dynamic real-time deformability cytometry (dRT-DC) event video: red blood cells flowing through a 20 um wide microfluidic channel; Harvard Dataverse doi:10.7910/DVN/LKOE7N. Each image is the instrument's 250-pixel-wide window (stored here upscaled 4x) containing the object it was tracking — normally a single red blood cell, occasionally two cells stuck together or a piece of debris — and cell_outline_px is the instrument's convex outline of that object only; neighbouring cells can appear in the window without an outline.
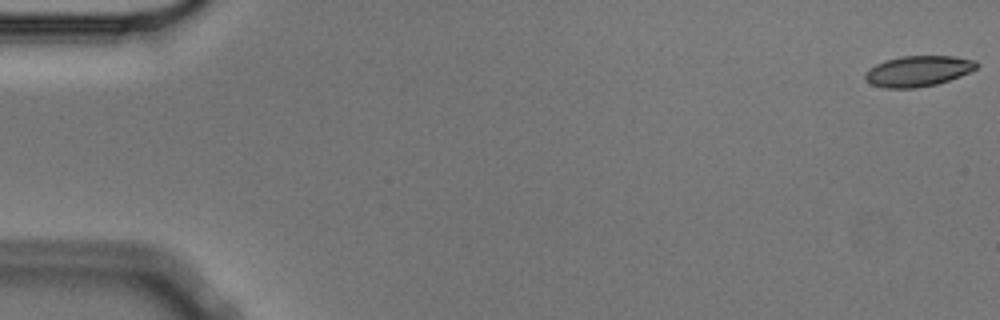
{"species": "Egyptian fruit bat (a non-hibernating species)", "species_latin": "Rousettus aegyptiacus", "temperature_condition": "cold", "stored_images_in_passage": 18, "camera_frame_rate_fps": 3000, "um_per_image_px": 0.085, "animal": {"sex": "male"}, "frame": {"image": 1, "passage_image": 1, "time_ms": 0.0, "image_size_px": [1000, 320], "cell_outline_px": [[980, 64], [976, 68], [960, 76], [936, 84], [916, 88], [884, 88], [872, 84], [864, 76], [864, 72], [868, 68], [884, 60], [900, 56], [952, 56], [976, 60]], "centroid_in_image_um": [78.02, 6.03], "position_along_channel_um": 7.0, "area_um2": 19.94}}
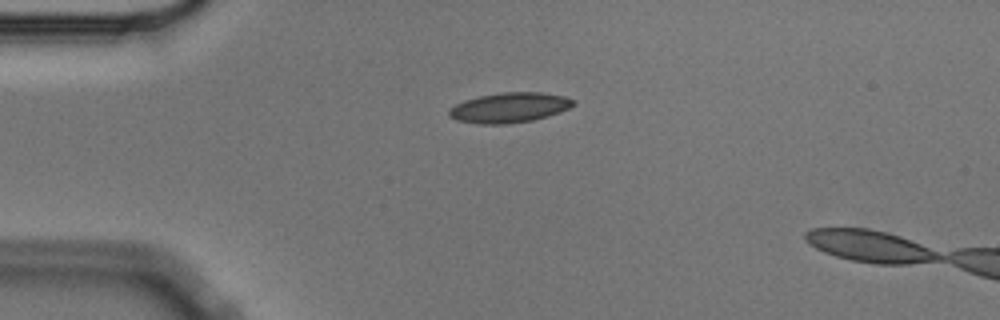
{"frame": {"image": 2, "passage_image": 14, "time_ms": 4.333, "image_size_px": [1000, 320], "cell_outline_px": [[576, 104], [560, 112], [548, 116], [532, 120], [508, 124], [480, 124], [456, 120], [448, 116], [448, 108], [464, 100], [480, 96], [500, 92], [540, 92], [564, 96], [576, 100]], "centroid_in_image_um": [43.29, 9.15], "position_along_channel_um": 41.7, "area_um2": 21.91}}